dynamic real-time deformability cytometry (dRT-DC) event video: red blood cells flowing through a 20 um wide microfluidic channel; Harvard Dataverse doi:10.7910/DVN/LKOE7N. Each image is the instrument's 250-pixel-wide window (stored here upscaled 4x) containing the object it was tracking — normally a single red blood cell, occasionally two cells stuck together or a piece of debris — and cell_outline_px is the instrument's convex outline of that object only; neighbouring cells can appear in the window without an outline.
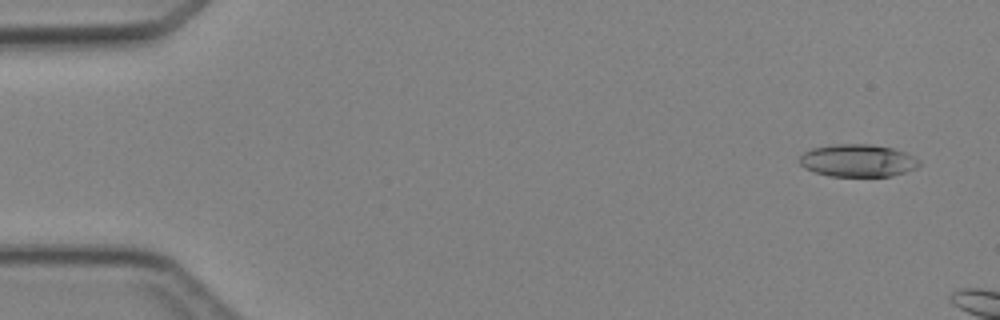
{"species": "Egyptian fruit bat (a non-hibernating species)", "species_latin": "Rousettus aegyptiacus", "temperature_condition": "cold", "stored_images_in_passage": 2, "segment_of_instrument_passage": [2, 2], "camera_frame_rate_fps": 3000, "um_per_image_px": 0.085, "animal": {"sex": "female"}, "frame": {"image": 1, "passage_image": 2, "time_ms": 2.0, "image_size_px": [1000, 320], "cell_outline_px": [[920, 164], [916, 168], [892, 176], [828, 176], [804, 168], [800, 164], [800, 156], [804, 152], [812, 148], [836, 144], [872, 144], [892, 148], [904, 152], [920, 160]], "centroid_in_image_um": [72.9, 13.65], "position_along_channel_um": 12.1, "area_um2": 22.6}}